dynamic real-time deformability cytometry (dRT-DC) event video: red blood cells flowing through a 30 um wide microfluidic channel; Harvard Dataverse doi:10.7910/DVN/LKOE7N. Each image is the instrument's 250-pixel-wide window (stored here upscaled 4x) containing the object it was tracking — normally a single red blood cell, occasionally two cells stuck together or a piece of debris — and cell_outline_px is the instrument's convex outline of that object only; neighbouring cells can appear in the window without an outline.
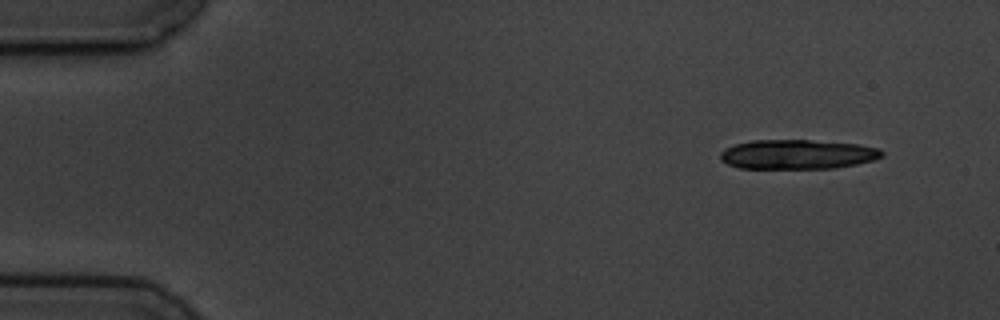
{"species": "common noctule bat (a hibernating species)", "species_latin": "Nyctalus noctula", "temperature_condition": "cold", "stored_images_in_passage": 5, "camera_frame_rate_fps": 3000, "um_per_image_px": 0.085, "animal": {"sex": "male", "body_mass_g": 19.5, "forearm_length_mm": 54.6}, "frame": {"image": 1, "passage_image": 1, "time_ms": 0.0, "image_size_px": [1000, 320], "cell_outline_px": [[884, 156], [872, 160], [856, 164], [836, 168], [740, 168], [728, 164], [720, 160], [720, 152], [724, 148], [736, 144], [752, 140], [808, 140], [860, 144], [880, 148], [884, 152]], "centroid_in_image_um": [67.8, 13.11], "position_along_channel_um": 17.2, "area_um2": 27.86}}